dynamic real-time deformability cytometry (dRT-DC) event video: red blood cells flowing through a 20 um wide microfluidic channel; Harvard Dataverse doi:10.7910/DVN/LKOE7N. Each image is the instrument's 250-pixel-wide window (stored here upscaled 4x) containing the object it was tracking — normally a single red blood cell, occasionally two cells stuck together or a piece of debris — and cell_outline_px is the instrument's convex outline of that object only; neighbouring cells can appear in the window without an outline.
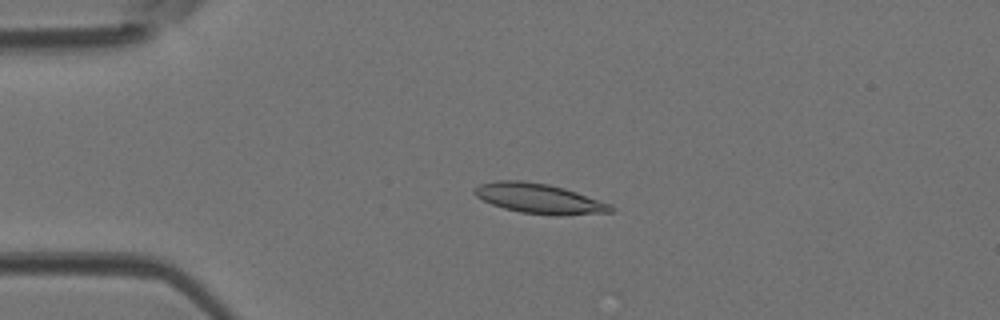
{"species": "Egyptian fruit bat (a non-hibernating species)", "species_latin": "Rousettus aegyptiacus", "temperature_condition": "room temperature", "stored_images_in_passage": 46, "camera_frame_rate_fps": 3000, "um_per_image_px": 0.085, "animal": {"sex": "female"}, "frame": {"image": 1, "passage_image": 10, "time_ms": 3.0, "image_size_px": [1000, 320], "cell_outline_px": [[616, 208], [612, 212], [560, 216], [520, 212], [504, 208], [492, 204], [476, 196], [472, 192], [480, 184], [496, 180], [524, 180], [548, 184], [564, 188], [612, 204]], "centroid_in_image_um": [45.86, 16.88], "position_along_channel_um": 39.1, "area_um2": 23.87}}
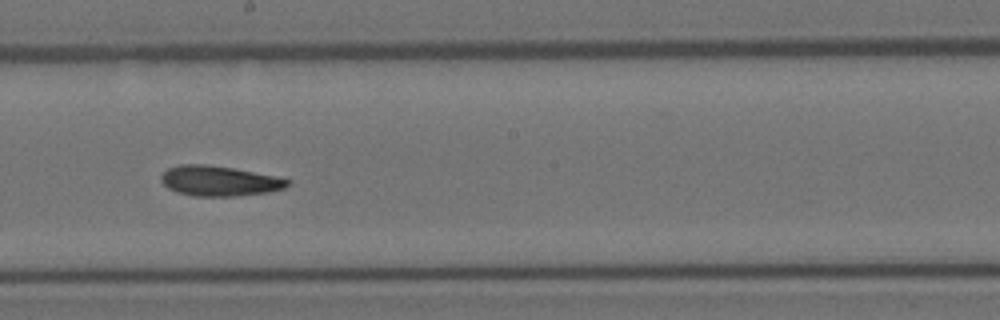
{"frame": {"image": 2, "passage_image": 25, "time_ms": 8.0, "image_size_px": [1000, 320], "cell_outline_px": [[292, 180], [284, 188], [268, 192], [232, 196], [192, 196], [176, 192], [168, 188], [160, 180], [160, 176], [168, 168], [180, 164], [204, 164], [232, 168], [276, 176]], "centroid_in_image_um": [18.61, 15.38], "position_along_channel_um": 229.6, "area_um2": 22.14}}
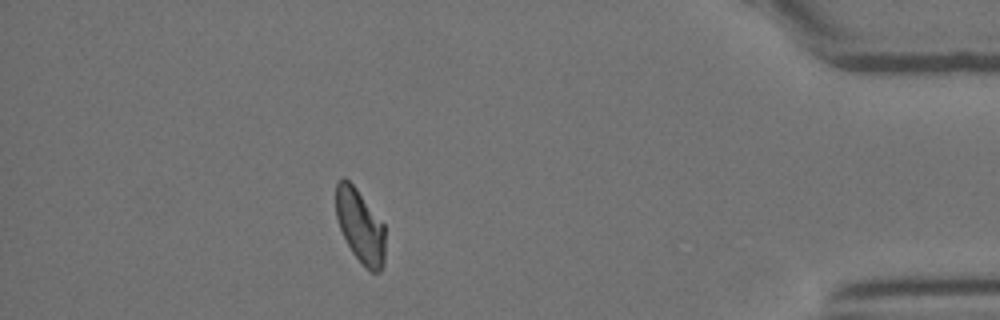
{"frame": {"image": 3, "passage_image": 40, "time_ms": 13.0, "image_size_px": [1000, 320], "cell_outline_px": [[384, 264], [380, 272], [372, 272], [352, 252], [340, 228], [336, 216], [336, 184], [344, 176], [356, 188], [384, 224]], "centroid_in_image_um": [30.61, 19.2], "position_along_channel_um": 404.6, "area_um2": 20.69}}